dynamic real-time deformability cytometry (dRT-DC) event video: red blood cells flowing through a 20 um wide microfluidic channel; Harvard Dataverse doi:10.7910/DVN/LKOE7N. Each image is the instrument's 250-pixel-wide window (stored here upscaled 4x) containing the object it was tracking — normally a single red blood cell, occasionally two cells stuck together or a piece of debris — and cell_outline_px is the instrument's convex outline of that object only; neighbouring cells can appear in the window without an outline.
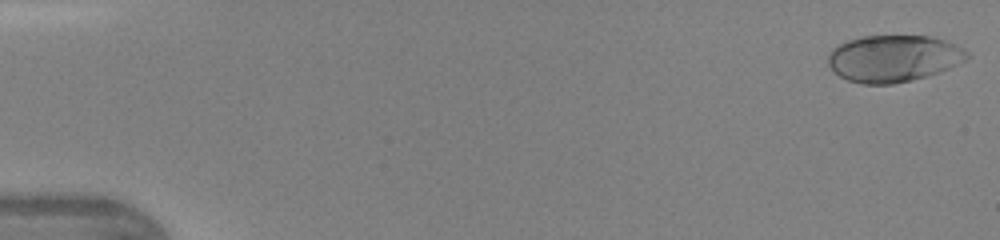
{"species": "human", "species_latin": "Homo sapiens", "temperature_condition": "warm", "stored_images_in_passage": 29, "camera_frame_rate_fps": 3000, "um_per_image_px": 0.085, "donor": {"sex": "female"}, "frame": {"image": 1, "passage_image": 1, "time_ms": 0.0, "image_size_px": [1000, 240], "cell_outline_px": [[972, 56], [940, 72], [912, 80], [892, 84], [860, 84], [848, 80], [840, 76], [828, 64], [828, 52], [832, 48], [848, 40], [864, 36], [928, 36], [944, 40], [956, 44], [968, 52]], "centroid_in_image_um": [75.94, 4.97], "position_along_channel_um": 9.1, "area_um2": 37.8}}
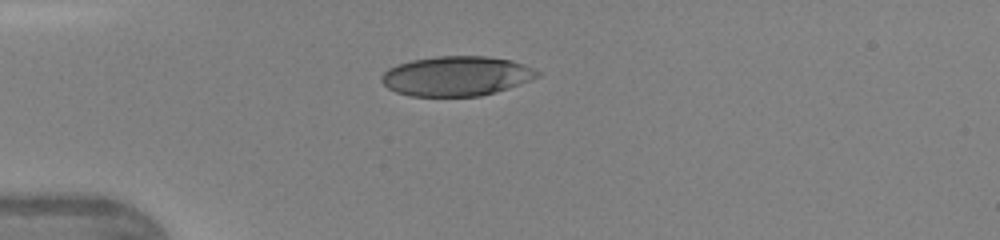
{"frame": {"image": 2, "passage_image": 10, "time_ms": 3.0, "image_size_px": [1000, 240], "cell_outline_px": [[540, 76], [520, 84], [496, 92], [480, 96], [412, 96], [396, 92], [388, 88], [380, 80], [380, 76], [388, 68], [412, 60], [436, 56], [484, 56], [512, 60], [524, 64], [540, 72]], "centroid_in_image_um": [38.8, 6.46], "position_along_channel_um": 46.2, "area_um2": 36.07}}